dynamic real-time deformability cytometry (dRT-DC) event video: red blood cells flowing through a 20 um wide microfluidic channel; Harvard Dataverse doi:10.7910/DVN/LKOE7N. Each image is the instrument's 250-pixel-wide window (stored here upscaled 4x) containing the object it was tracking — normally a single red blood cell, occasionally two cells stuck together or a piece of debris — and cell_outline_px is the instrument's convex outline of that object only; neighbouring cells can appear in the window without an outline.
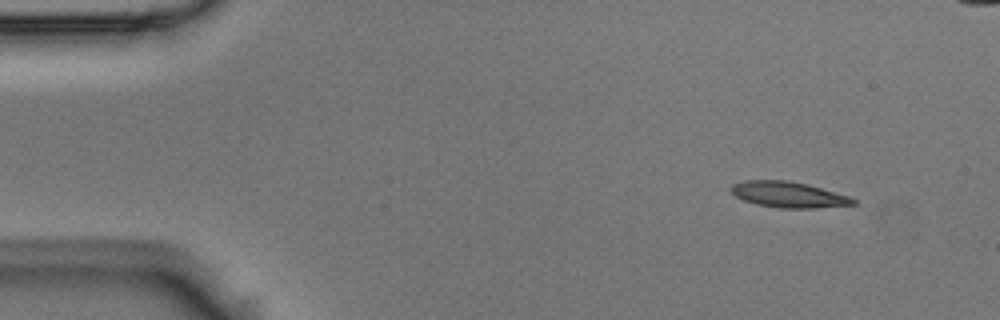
{"species": "Egyptian fruit bat (a non-hibernating species)", "species_latin": "Rousettus aegyptiacus", "temperature_condition": "room temperature", "stored_images_in_passage": 4, "segment_of_instrument_passage": [1, 2], "camera_frame_rate_fps": 3000, "um_per_image_px": 0.085, "animal": {"sex": "male"}, "frame": {"image": 1, "passage_image": 1, "time_ms": 0.0, "image_size_px": [1000, 320], "cell_outline_px": [[856, 204], [816, 208], [780, 208], [756, 204], [744, 200], [736, 196], [728, 188], [732, 184], [744, 180], [788, 180], [808, 184], [848, 196], [856, 200]], "centroid_in_image_um": [66.99, 16.53], "position_along_channel_um": 18.0, "area_um2": 18.38}}